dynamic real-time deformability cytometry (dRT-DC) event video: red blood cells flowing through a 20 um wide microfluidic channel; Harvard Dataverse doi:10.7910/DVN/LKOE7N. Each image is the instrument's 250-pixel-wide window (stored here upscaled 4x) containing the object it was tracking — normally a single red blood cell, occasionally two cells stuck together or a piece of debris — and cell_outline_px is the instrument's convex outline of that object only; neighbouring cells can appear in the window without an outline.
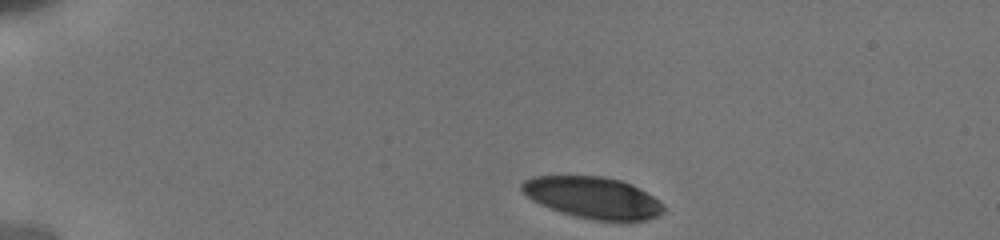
{"species": "human", "species_latin": "Homo sapiens", "temperature_condition": "cold", "stored_images_in_passage": 45, "camera_frame_rate_fps": 3000, "um_per_image_px": 0.085, "donor": {"sex": "male"}, "frame": {"image": 1, "passage_image": 1, "time_ms": 0.0, "image_size_px": [1000, 240], "cell_outline_px": [[664, 212], [656, 216], [644, 220], [628, 224], [592, 220], [576, 216], [540, 204], [532, 200], [520, 188], [520, 184], [524, 180], [532, 176], [600, 176], [620, 180], [632, 184], [652, 196], [664, 204]], "centroid_in_image_um": [50.44, 16.83], "position_along_channel_um": 34.6, "area_um2": 34.68}}
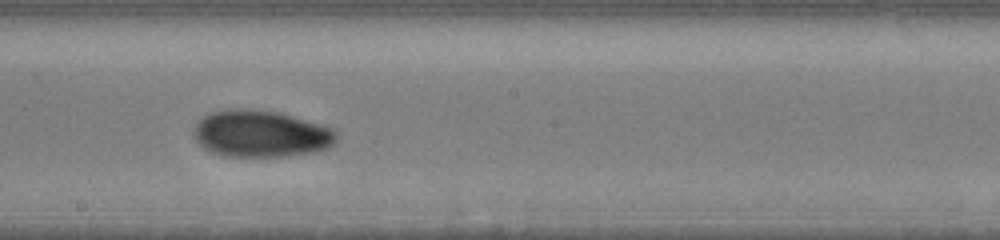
{"frame": {"image": 2, "passage_image": 17, "time_ms": 7.0, "image_size_px": [1000, 240], "cell_outline_px": [[336, 140], [328, 148], [312, 152], [280, 156], [224, 156], [212, 152], [204, 148], [196, 140], [192, 132], [196, 124], [208, 112], [228, 108], [244, 108], [280, 112], [324, 124], [332, 128], [336, 132]], "centroid_in_image_um": [22.16, 11.34], "position_along_channel_um": 226.0, "area_um2": 39.19}}
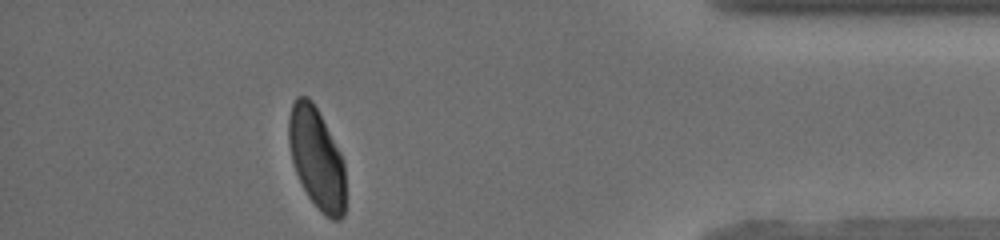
{"frame": {"image": 3, "passage_image": 37, "time_ms": 12.667, "image_size_px": [1000, 240], "cell_outline_px": [[344, 216], [340, 220], [332, 220], [308, 196], [296, 172], [292, 160], [288, 144], [288, 116], [292, 104], [296, 96], [308, 96], [312, 100], [340, 152], [344, 160]], "centroid_in_image_um": [26.89, 13.4], "position_along_channel_um": 408.3, "area_um2": 33.0}, "authors_computed_cell_mechanics": {"area_um2": 36.2984, "velocity_mm_per_s": 3.8191, "shape_relaxation_time_tau1_ms": 5.6946, "shape_relaxation_time_tau2_ms": 2.6449, "deformation_change_tau1": 0.1621, "deformation_change_tau2": 0.0355}}